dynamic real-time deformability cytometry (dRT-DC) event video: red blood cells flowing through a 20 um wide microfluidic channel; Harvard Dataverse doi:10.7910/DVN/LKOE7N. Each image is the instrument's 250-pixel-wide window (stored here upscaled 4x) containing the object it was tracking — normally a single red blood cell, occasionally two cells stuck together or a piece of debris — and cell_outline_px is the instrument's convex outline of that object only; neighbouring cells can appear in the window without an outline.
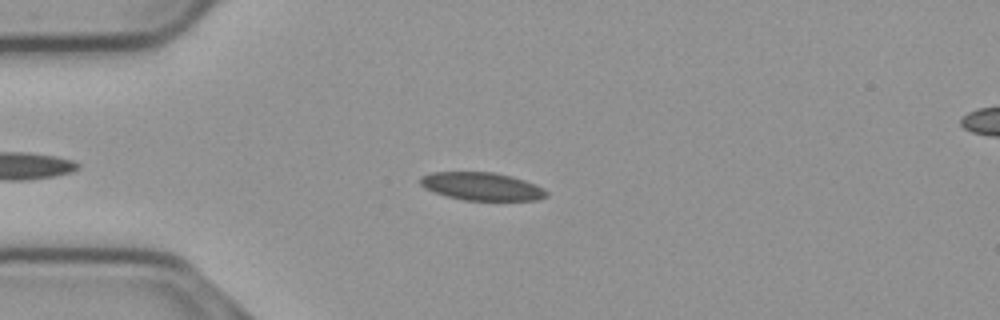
{"species": "common noctule bat (a hibernating species)", "species_latin": "Nyctalus noctula", "temperature_condition": "cold", "stored_images_in_passage": 47, "camera_frame_rate_fps": 3000, "um_per_image_px": 0.085, "animal": {"sex": "male", "body_mass_g": 23.1, "forearm_length_mm": 52.7}, "frame": {"image": 1, "passage_image": 10, "time_ms": 3.0, "image_size_px": [1000, 320], "cell_outline_px": [[548, 196], [536, 200], [464, 200], [448, 196], [424, 188], [420, 184], [420, 176], [432, 172], [492, 172], [512, 176], [524, 180], [544, 188], [548, 192]], "centroid_in_image_um": [40.96, 15.84], "position_along_channel_um": 44.0, "area_um2": 20.46}}
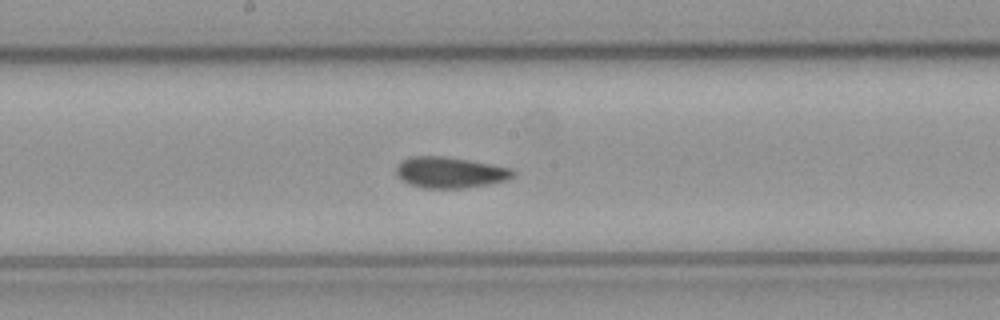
{"frame": {"image": 2, "passage_image": 25, "time_ms": 8.0, "image_size_px": [1000, 320], "cell_outline_px": [[516, 172], [512, 176], [504, 180], [488, 184], [464, 188], [424, 188], [408, 184], [400, 180], [396, 176], [396, 168], [404, 160], [412, 156], [444, 156], [468, 160], [508, 168]], "centroid_in_image_um": [38.18, 14.67], "position_along_channel_um": 210.0, "area_um2": 20.81}}
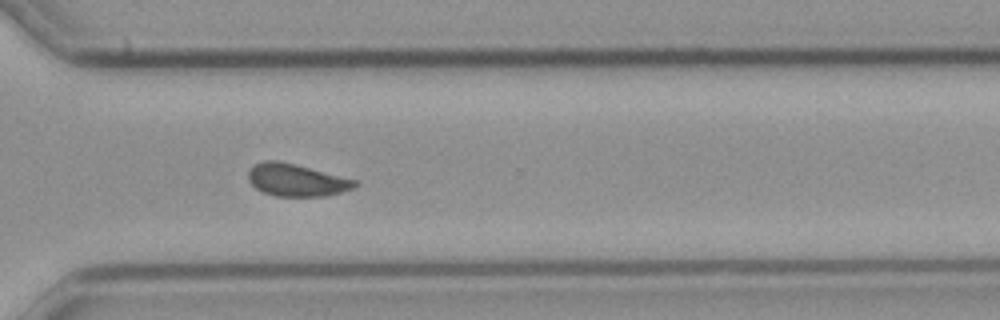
{"frame": {"image": 3, "passage_image": 36, "time_ms": 11.667, "image_size_px": [1000, 320], "cell_outline_px": [[360, 184], [356, 188], [324, 196], [276, 196], [264, 192], [256, 188], [248, 180], [248, 172], [256, 164], [264, 160], [276, 160], [296, 164], [360, 180]], "centroid_in_image_um": [25.28, 15.3], "position_along_channel_um": 345.3, "area_um2": 20.29}, "authors_computed_cell_mechanics": {"area_um2": 20.808, "velocity_mm_per_s": 3.7089, "shape_relaxation_time_tau1_ms": 8.1331, "shape_relaxation_time_tau2_ms": 1.5794, "deformation_change_tau1": 0.129, "deformation_change_tau2": 0.0727}}